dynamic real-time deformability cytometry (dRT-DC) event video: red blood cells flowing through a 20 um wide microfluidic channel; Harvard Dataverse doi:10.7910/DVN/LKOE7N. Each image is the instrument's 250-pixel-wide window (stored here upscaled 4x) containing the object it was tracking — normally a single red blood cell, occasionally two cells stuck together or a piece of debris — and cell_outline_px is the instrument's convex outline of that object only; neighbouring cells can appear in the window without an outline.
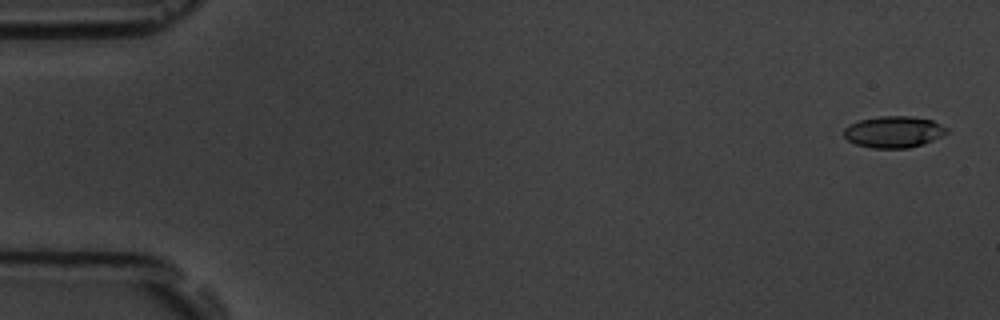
{"species": "common noctule bat (a hibernating species)", "species_latin": "Nyctalus noctula", "temperature_condition": "room temperature", "stored_images_in_passage": 6, "camera_frame_rate_fps": 3000, "um_per_image_px": 0.085, "animal": {"sex": "male", "body_mass_g": 19.5, "forearm_length_mm": 54.6}, "frame": {"image": 1, "passage_image": 1, "time_ms": 0.0, "image_size_px": [1000, 320], "cell_outline_px": [[948, 132], [932, 140], [908, 148], [872, 148], [856, 144], [848, 140], [844, 136], [844, 128], [848, 124], [860, 120], [880, 116], [912, 116], [932, 120], [948, 128]], "centroid_in_image_um": [75.94, 11.2], "position_along_channel_um": 9.1, "area_um2": 18.79}}